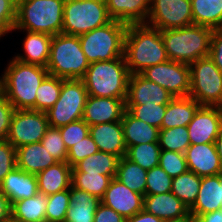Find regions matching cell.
Returning a JSON list of instances; mask_svg holds the SVG:
<instances>
[{
	"label": "cell",
	"instance_id": "obj_39",
	"mask_svg": "<svg viewBox=\"0 0 222 222\" xmlns=\"http://www.w3.org/2000/svg\"><path fill=\"white\" fill-rule=\"evenodd\" d=\"M167 105H126L128 110L135 118L161 129Z\"/></svg>",
	"mask_w": 222,
	"mask_h": 222
},
{
	"label": "cell",
	"instance_id": "obj_23",
	"mask_svg": "<svg viewBox=\"0 0 222 222\" xmlns=\"http://www.w3.org/2000/svg\"><path fill=\"white\" fill-rule=\"evenodd\" d=\"M57 162L41 142L22 145L16 148L17 168L27 173L37 175Z\"/></svg>",
	"mask_w": 222,
	"mask_h": 222
},
{
	"label": "cell",
	"instance_id": "obj_27",
	"mask_svg": "<svg viewBox=\"0 0 222 222\" xmlns=\"http://www.w3.org/2000/svg\"><path fill=\"white\" fill-rule=\"evenodd\" d=\"M39 193L46 196L69 189L72 167L67 162H57L36 175Z\"/></svg>",
	"mask_w": 222,
	"mask_h": 222
},
{
	"label": "cell",
	"instance_id": "obj_47",
	"mask_svg": "<svg viewBox=\"0 0 222 222\" xmlns=\"http://www.w3.org/2000/svg\"><path fill=\"white\" fill-rule=\"evenodd\" d=\"M16 9L9 0H0V38L13 31Z\"/></svg>",
	"mask_w": 222,
	"mask_h": 222
},
{
	"label": "cell",
	"instance_id": "obj_20",
	"mask_svg": "<svg viewBox=\"0 0 222 222\" xmlns=\"http://www.w3.org/2000/svg\"><path fill=\"white\" fill-rule=\"evenodd\" d=\"M0 191L10 204L33 197L39 193L37 177L16 167L0 183Z\"/></svg>",
	"mask_w": 222,
	"mask_h": 222
},
{
	"label": "cell",
	"instance_id": "obj_54",
	"mask_svg": "<svg viewBox=\"0 0 222 222\" xmlns=\"http://www.w3.org/2000/svg\"><path fill=\"white\" fill-rule=\"evenodd\" d=\"M215 145H216L217 153L220 157V161L222 164V129L220 131V134L218 135V137L215 140Z\"/></svg>",
	"mask_w": 222,
	"mask_h": 222
},
{
	"label": "cell",
	"instance_id": "obj_6",
	"mask_svg": "<svg viewBox=\"0 0 222 222\" xmlns=\"http://www.w3.org/2000/svg\"><path fill=\"white\" fill-rule=\"evenodd\" d=\"M89 65L78 36L60 33L52 37L46 67L49 75L62 79H82Z\"/></svg>",
	"mask_w": 222,
	"mask_h": 222
},
{
	"label": "cell",
	"instance_id": "obj_53",
	"mask_svg": "<svg viewBox=\"0 0 222 222\" xmlns=\"http://www.w3.org/2000/svg\"><path fill=\"white\" fill-rule=\"evenodd\" d=\"M193 217L194 222H222V209Z\"/></svg>",
	"mask_w": 222,
	"mask_h": 222
},
{
	"label": "cell",
	"instance_id": "obj_46",
	"mask_svg": "<svg viewBox=\"0 0 222 222\" xmlns=\"http://www.w3.org/2000/svg\"><path fill=\"white\" fill-rule=\"evenodd\" d=\"M16 167V148L7 140L0 141V183Z\"/></svg>",
	"mask_w": 222,
	"mask_h": 222
},
{
	"label": "cell",
	"instance_id": "obj_9",
	"mask_svg": "<svg viewBox=\"0 0 222 222\" xmlns=\"http://www.w3.org/2000/svg\"><path fill=\"white\" fill-rule=\"evenodd\" d=\"M190 94L200 105L222 107V72L209 58H201L189 65Z\"/></svg>",
	"mask_w": 222,
	"mask_h": 222
},
{
	"label": "cell",
	"instance_id": "obj_1",
	"mask_svg": "<svg viewBox=\"0 0 222 222\" xmlns=\"http://www.w3.org/2000/svg\"><path fill=\"white\" fill-rule=\"evenodd\" d=\"M124 58L130 75L168 61L161 31L145 23L128 24Z\"/></svg>",
	"mask_w": 222,
	"mask_h": 222
},
{
	"label": "cell",
	"instance_id": "obj_51",
	"mask_svg": "<svg viewBox=\"0 0 222 222\" xmlns=\"http://www.w3.org/2000/svg\"><path fill=\"white\" fill-rule=\"evenodd\" d=\"M11 221V204L8 198L0 191V222Z\"/></svg>",
	"mask_w": 222,
	"mask_h": 222
},
{
	"label": "cell",
	"instance_id": "obj_43",
	"mask_svg": "<svg viewBox=\"0 0 222 222\" xmlns=\"http://www.w3.org/2000/svg\"><path fill=\"white\" fill-rule=\"evenodd\" d=\"M41 143L58 162L67 161V149L62 140L59 128L49 127L41 139Z\"/></svg>",
	"mask_w": 222,
	"mask_h": 222
},
{
	"label": "cell",
	"instance_id": "obj_15",
	"mask_svg": "<svg viewBox=\"0 0 222 222\" xmlns=\"http://www.w3.org/2000/svg\"><path fill=\"white\" fill-rule=\"evenodd\" d=\"M101 203L128 219L143 210L144 195L132 191L116 178H112Z\"/></svg>",
	"mask_w": 222,
	"mask_h": 222
},
{
	"label": "cell",
	"instance_id": "obj_52",
	"mask_svg": "<svg viewBox=\"0 0 222 222\" xmlns=\"http://www.w3.org/2000/svg\"><path fill=\"white\" fill-rule=\"evenodd\" d=\"M126 222H165L159 217L146 212L144 209L132 217L126 219Z\"/></svg>",
	"mask_w": 222,
	"mask_h": 222
},
{
	"label": "cell",
	"instance_id": "obj_26",
	"mask_svg": "<svg viewBox=\"0 0 222 222\" xmlns=\"http://www.w3.org/2000/svg\"><path fill=\"white\" fill-rule=\"evenodd\" d=\"M69 208L64 222H94V215L101 199L86 191L69 188Z\"/></svg>",
	"mask_w": 222,
	"mask_h": 222
},
{
	"label": "cell",
	"instance_id": "obj_30",
	"mask_svg": "<svg viewBox=\"0 0 222 222\" xmlns=\"http://www.w3.org/2000/svg\"><path fill=\"white\" fill-rule=\"evenodd\" d=\"M47 196L37 193L35 196L11 204V221L46 222Z\"/></svg>",
	"mask_w": 222,
	"mask_h": 222
},
{
	"label": "cell",
	"instance_id": "obj_33",
	"mask_svg": "<svg viewBox=\"0 0 222 222\" xmlns=\"http://www.w3.org/2000/svg\"><path fill=\"white\" fill-rule=\"evenodd\" d=\"M147 171L125 156L120 158L116 179L136 193L146 195Z\"/></svg>",
	"mask_w": 222,
	"mask_h": 222
},
{
	"label": "cell",
	"instance_id": "obj_37",
	"mask_svg": "<svg viewBox=\"0 0 222 222\" xmlns=\"http://www.w3.org/2000/svg\"><path fill=\"white\" fill-rule=\"evenodd\" d=\"M62 78L48 75L41 83L36 95V110L46 112L58 101L61 93Z\"/></svg>",
	"mask_w": 222,
	"mask_h": 222
},
{
	"label": "cell",
	"instance_id": "obj_29",
	"mask_svg": "<svg viewBox=\"0 0 222 222\" xmlns=\"http://www.w3.org/2000/svg\"><path fill=\"white\" fill-rule=\"evenodd\" d=\"M126 147L137 144L158 142V128L135 118L128 110L121 120Z\"/></svg>",
	"mask_w": 222,
	"mask_h": 222
},
{
	"label": "cell",
	"instance_id": "obj_48",
	"mask_svg": "<svg viewBox=\"0 0 222 222\" xmlns=\"http://www.w3.org/2000/svg\"><path fill=\"white\" fill-rule=\"evenodd\" d=\"M15 111L13 105L0 91V141L7 140L11 118Z\"/></svg>",
	"mask_w": 222,
	"mask_h": 222
},
{
	"label": "cell",
	"instance_id": "obj_55",
	"mask_svg": "<svg viewBox=\"0 0 222 222\" xmlns=\"http://www.w3.org/2000/svg\"><path fill=\"white\" fill-rule=\"evenodd\" d=\"M165 222H194V217L191 213H189L185 217H182V218H179V219L167 220Z\"/></svg>",
	"mask_w": 222,
	"mask_h": 222
},
{
	"label": "cell",
	"instance_id": "obj_16",
	"mask_svg": "<svg viewBox=\"0 0 222 222\" xmlns=\"http://www.w3.org/2000/svg\"><path fill=\"white\" fill-rule=\"evenodd\" d=\"M173 98L166 89L147 80L141 74L130 75L126 105H167Z\"/></svg>",
	"mask_w": 222,
	"mask_h": 222
},
{
	"label": "cell",
	"instance_id": "obj_35",
	"mask_svg": "<svg viewBox=\"0 0 222 222\" xmlns=\"http://www.w3.org/2000/svg\"><path fill=\"white\" fill-rule=\"evenodd\" d=\"M111 179L110 176L103 174L72 172L71 185L101 199L108 189Z\"/></svg>",
	"mask_w": 222,
	"mask_h": 222
},
{
	"label": "cell",
	"instance_id": "obj_4",
	"mask_svg": "<svg viewBox=\"0 0 222 222\" xmlns=\"http://www.w3.org/2000/svg\"><path fill=\"white\" fill-rule=\"evenodd\" d=\"M130 73L124 57L91 63L82 81L88 95L126 99Z\"/></svg>",
	"mask_w": 222,
	"mask_h": 222
},
{
	"label": "cell",
	"instance_id": "obj_44",
	"mask_svg": "<svg viewBox=\"0 0 222 222\" xmlns=\"http://www.w3.org/2000/svg\"><path fill=\"white\" fill-rule=\"evenodd\" d=\"M59 130L67 150L90 134L89 125L83 119L59 127Z\"/></svg>",
	"mask_w": 222,
	"mask_h": 222
},
{
	"label": "cell",
	"instance_id": "obj_3",
	"mask_svg": "<svg viewBox=\"0 0 222 222\" xmlns=\"http://www.w3.org/2000/svg\"><path fill=\"white\" fill-rule=\"evenodd\" d=\"M213 31V28L196 24L162 30L168 59L190 65L198 59L209 57Z\"/></svg>",
	"mask_w": 222,
	"mask_h": 222
},
{
	"label": "cell",
	"instance_id": "obj_34",
	"mask_svg": "<svg viewBox=\"0 0 222 222\" xmlns=\"http://www.w3.org/2000/svg\"><path fill=\"white\" fill-rule=\"evenodd\" d=\"M201 177L187 171L173 178L171 192L190 209L198 196Z\"/></svg>",
	"mask_w": 222,
	"mask_h": 222
},
{
	"label": "cell",
	"instance_id": "obj_8",
	"mask_svg": "<svg viewBox=\"0 0 222 222\" xmlns=\"http://www.w3.org/2000/svg\"><path fill=\"white\" fill-rule=\"evenodd\" d=\"M105 1L65 0L62 33L80 36L110 23Z\"/></svg>",
	"mask_w": 222,
	"mask_h": 222
},
{
	"label": "cell",
	"instance_id": "obj_18",
	"mask_svg": "<svg viewBox=\"0 0 222 222\" xmlns=\"http://www.w3.org/2000/svg\"><path fill=\"white\" fill-rule=\"evenodd\" d=\"M184 155L188 171L200 177L222 173V164L215 143L191 144Z\"/></svg>",
	"mask_w": 222,
	"mask_h": 222
},
{
	"label": "cell",
	"instance_id": "obj_7",
	"mask_svg": "<svg viewBox=\"0 0 222 222\" xmlns=\"http://www.w3.org/2000/svg\"><path fill=\"white\" fill-rule=\"evenodd\" d=\"M128 24L112 20L103 27L79 37L80 45L89 63L124 57V40Z\"/></svg>",
	"mask_w": 222,
	"mask_h": 222
},
{
	"label": "cell",
	"instance_id": "obj_13",
	"mask_svg": "<svg viewBox=\"0 0 222 222\" xmlns=\"http://www.w3.org/2000/svg\"><path fill=\"white\" fill-rule=\"evenodd\" d=\"M144 78L166 89L174 98L190 94V67L188 64L168 60L146 68L140 73Z\"/></svg>",
	"mask_w": 222,
	"mask_h": 222
},
{
	"label": "cell",
	"instance_id": "obj_31",
	"mask_svg": "<svg viewBox=\"0 0 222 222\" xmlns=\"http://www.w3.org/2000/svg\"><path fill=\"white\" fill-rule=\"evenodd\" d=\"M119 161L120 157L114 154L98 151L78 162L72 172L103 174L115 178Z\"/></svg>",
	"mask_w": 222,
	"mask_h": 222
},
{
	"label": "cell",
	"instance_id": "obj_38",
	"mask_svg": "<svg viewBox=\"0 0 222 222\" xmlns=\"http://www.w3.org/2000/svg\"><path fill=\"white\" fill-rule=\"evenodd\" d=\"M158 144L161 150L185 153L191 145L187 126L160 129Z\"/></svg>",
	"mask_w": 222,
	"mask_h": 222
},
{
	"label": "cell",
	"instance_id": "obj_17",
	"mask_svg": "<svg viewBox=\"0 0 222 222\" xmlns=\"http://www.w3.org/2000/svg\"><path fill=\"white\" fill-rule=\"evenodd\" d=\"M125 100L88 95L82 119L89 126L121 122L126 111Z\"/></svg>",
	"mask_w": 222,
	"mask_h": 222
},
{
	"label": "cell",
	"instance_id": "obj_5",
	"mask_svg": "<svg viewBox=\"0 0 222 222\" xmlns=\"http://www.w3.org/2000/svg\"><path fill=\"white\" fill-rule=\"evenodd\" d=\"M65 0H20L16 9L13 31L62 33Z\"/></svg>",
	"mask_w": 222,
	"mask_h": 222
},
{
	"label": "cell",
	"instance_id": "obj_32",
	"mask_svg": "<svg viewBox=\"0 0 222 222\" xmlns=\"http://www.w3.org/2000/svg\"><path fill=\"white\" fill-rule=\"evenodd\" d=\"M193 24L222 28V0H191Z\"/></svg>",
	"mask_w": 222,
	"mask_h": 222
},
{
	"label": "cell",
	"instance_id": "obj_45",
	"mask_svg": "<svg viewBox=\"0 0 222 222\" xmlns=\"http://www.w3.org/2000/svg\"><path fill=\"white\" fill-rule=\"evenodd\" d=\"M98 151L96 143L89 134L67 150L66 162L73 168L78 162Z\"/></svg>",
	"mask_w": 222,
	"mask_h": 222
},
{
	"label": "cell",
	"instance_id": "obj_25",
	"mask_svg": "<svg viewBox=\"0 0 222 222\" xmlns=\"http://www.w3.org/2000/svg\"><path fill=\"white\" fill-rule=\"evenodd\" d=\"M26 37L22 45L24 55L14 56L18 61L47 67L50 57V44L52 37L49 34L25 31Z\"/></svg>",
	"mask_w": 222,
	"mask_h": 222
},
{
	"label": "cell",
	"instance_id": "obj_56",
	"mask_svg": "<svg viewBox=\"0 0 222 222\" xmlns=\"http://www.w3.org/2000/svg\"><path fill=\"white\" fill-rule=\"evenodd\" d=\"M16 8L20 0H9Z\"/></svg>",
	"mask_w": 222,
	"mask_h": 222
},
{
	"label": "cell",
	"instance_id": "obj_2",
	"mask_svg": "<svg viewBox=\"0 0 222 222\" xmlns=\"http://www.w3.org/2000/svg\"><path fill=\"white\" fill-rule=\"evenodd\" d=\"M0 77V91L15 110H36V95L42 81L49 75L47 68L18 61L8 62Z\"/></svg>",
	"mask_w": 222,
	"mask_h": 222
},
{
	"label": "cell",
	"instance_id": "obj_42",
	"mask_svg": "<svg viewBox=\"0 0 222 222\" xmlns=\"http://www.w3.org/2000/svg\"><path fill=\"white\" fill-rule=\"evenodd\" d=\"M159 166L172 178L188 171L184 153L175 151L161 150Z\"/></svg>",
	"mask_w": 222,
	"mask_h": 222
},
{
	"label": "cell",
	"instance_id": "obj_22",
	"mask_svg": "<svg viewBox=\"0 0 222 222\" xmlns=\"http://www.w3.org/2000/svg\"><path fill=\"white\" fill-rule=\"evenodd\" d=\"M222 209V173L201 177L197 199L189 209L193 216H200Z\"/></svg>",
	"mask_w": 222,
	"mask_h": 222
},
{
	"label": "cell",
	"instance_id": "obj_21",
	"mask_svg": "<svg viewBox=\"0 0 222 222\" xmlns=\"http://www.w3.org/2000/svg\"><path fill=\"white\" fill-rule=\"evenodd\" d=\"M143 209L164 221L179 219L190 213L188 207L172 192L146 194Z\"/></svg>",
	"mask_w": 222,
	"mask_h": 222
},
{
	"label": "cell",
	"instance_id": "obj_41",
	"mask_svg": "<svg viewBox=\"0 0 222 222\" xmlns=\"http://www.w3.org/2000/svg\"><path fill=\"white\" fill-rule=\"evenodd\" d=\"M172 180L165 170L160 166L153 167L147 171L146 194H161L171 192Z\"/></svg>",
	"mask_w": 222,
	"mask_h": 222
},
{
	"label": "cell",
	"instance_id": "obj_49",
	"mask_svg": "<svg viewBox=\"0 0 222 222\" xmlns=\"http://www.w3.org/2000/svg\"><path fill=\"white\" fill-rule=\"evenodd\" d=\"M209 58L222 72V28L214 29L212 33Z\"/></svg>",
	"mask_w": 222,
	"mask_h": 222
},
{
	"label": "cell",
	"instance_id": "obj_19",
	"mask_svg": "<svg viewBox=\"0 0 222 222\" xmlns=\"http://www.w3.org/2000/svg\"><path fill=\"white\" fill-rule=\"evenodd\" d=\"M89 133L99 151L111 153L120 158L125 156L127 147L121 122L91 125Z\"/></svg>",
	"mask_w": 222,
	"mask_h": 222
},
{
	"label": "cell",
	"instance_id": "obj_36",
	"mask_svg": "<svg viewBox=\"0 0 222 222\" xmlns=\"http://www.w3.org/2000/svg\"><path fill=\"white\" fill-rule=\"evenodd\" d=\"M160 153L158 142H151L127 147L125 157L148 171L159 166Z\"/></svg>",
	"mask_w": 222,
	"mask_h": 222
},
{
	"label": "cell",
	"instance_id": "obj_50",
	"mask_svg": "<svg viewBox=\"0 0 222 222\" xmlns=\"http://www.w3.org/2000/svg\"><path fill=\"white\" fill-rule=\"evenodd\" d=\"M94 222H126V219L112 208L101 203L95 212Z\"/></svg>",
	"mask_w": 222,
	"mask_h": 222
},
{
	"label": "cell",
	"instance_id": "obj_10",
	"mask_svg": "<svg viewBox=\"0 0 222 222\" xmlns=\"http://www.w3.org/2000/svg\"><path fill=\"white\" fill-rule=\"evenodd\" d=\"M88 92L82 79H62L58 101L45 113L50 127L59 128L81 120Z\"/></svg>",
	"mask_w": 222,
	"mask_h": 222
},
{
	"label": "cell",
	"instance_id": "obj_24",
	"mask_svg": "<svg viewBox=\"0 0 222 222\" xmlns=\"http://www.w3.org/2000/svg\"><path fill=\"white\" fill-rule=\"evenodd\" d=\"M112 20L126 24L145 23L150 10V0H105Z\"/></svg>",
	"mask_w": 222,
	"mask_h": 222
},
{
	"label": "cell",
	"instance_id": "obj_14",
	"mask_svg": "<svg viewBox=\"0 0 222 222\" xmlns=\"http://www.w3.org/2000/svg\"><path fill=\"white\" fill-rule=\"evenodd\" d=\"M187 129L191 144L215 143L222 129V107L201 105Z\"/></svg>",
	"mask_w": 222,
	"mask_h": 222
},
{
	"label": "cell",
	"instance_id": "obj_12",
	"mask_svg": "<svg viewBox=\"0 0 222 222\" xmlns=\"http://www.w3.org/2000/svg\"><path fill=\"white\" fill-rule=\"evenodd\" d=\"M145 24L160 31L192 25L191 0H150Z\"/></svg>",
	"mask_w": 222,
	"mask_h": 222
},
{
	"label": "cell",
	"instance_id": "obj_40",
	"mask_svg": "<svg viewBox=\"0 0 222 222\" xmlns=\"http://www.w3.org/2000/svg\"><path fill=\"white\" fill-rule=\"evenodd\" d=\"M69 204V189L47 196L46 222H64Z\"/></svg>",
	"mask_w": 222,
	"mask_h": 222
},
{
	"label": "cell",
	"instance_id": "obj_28",
	"mask_svg": "<svg viewBox=\"0 0 222 222\" xmlns=\"http://www.w3.org/2000/svg\"><path fill=\"white\" fill-rule=\"evenodd\" d=\"M200 106L189 96L173 98L167 104L161 129L188 126Z\"/></svg>",
	"mask_w": 222,
	"mask_h": 222
},
{
	"label": "cell",
	"instance_id": "obj_11",
	"mask_svg": "<svg viewBox=\"0 0 222 222\" xmlns=\"http://www.w3.org/2000/svg\"><path fill=\"white\" fill-rule=\"evenodd\" d=\"M49 127L45 112L33 109L15 110L11 118L7 141L15 148L41 142Z\"/></svg>",
	"mask_w": 222,
	"mask_h": 222
}]
</instances>
